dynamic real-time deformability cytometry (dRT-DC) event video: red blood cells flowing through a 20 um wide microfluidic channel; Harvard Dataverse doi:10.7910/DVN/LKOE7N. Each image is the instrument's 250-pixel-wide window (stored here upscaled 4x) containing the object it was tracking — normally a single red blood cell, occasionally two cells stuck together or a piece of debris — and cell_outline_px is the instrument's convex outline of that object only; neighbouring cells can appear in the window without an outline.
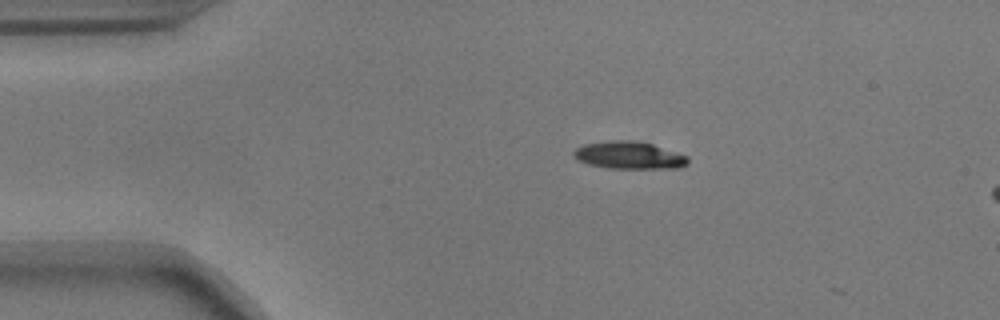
{"species": "common noctule bat (a hibernating species)", "species_latin": "Nyctalus noctula", "temperature_condition": "warm", "stored_images_in_passage": 5, "camera_frame_rate_fps": 3000, "um_per_image_px": 0.085, "animal": {"sex": "male", "body_mass_g": 17.9}, "frame": {"image": 1, "passage_image": 1, "time_ms": 0.0, "image_size_px": [1000, 320], "cell_outline_px": [[688, 164], [680, 168], [608, 168], [588, 164], [576, 160], [572, 156], [572, 152], [576, 148], [584, 144], [612, 140], [632, 140], [652, 144], [688, 156]], "centroid_in_image_um": [53.44, 13.2], "position_along_channel_um": 31.6, "area_um2": 18.32}}